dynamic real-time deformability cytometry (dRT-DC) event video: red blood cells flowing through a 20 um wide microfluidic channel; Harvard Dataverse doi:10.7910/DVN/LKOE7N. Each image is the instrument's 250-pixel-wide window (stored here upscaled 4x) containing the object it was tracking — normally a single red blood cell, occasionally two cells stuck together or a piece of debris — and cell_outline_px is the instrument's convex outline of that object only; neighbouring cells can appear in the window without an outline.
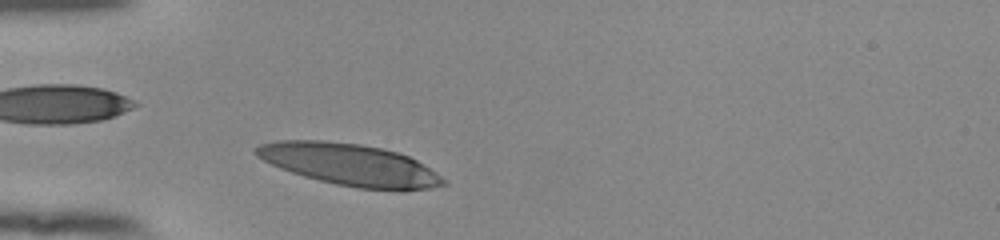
{"species": "human", "species_latin": "Homo sapiens", "temperature_condition": "room temperature", "stored_images_in_passage": 37, "camera_frame_rate_fps": 3000, "um_per_image_px": 0.085, "donor": {"sex": "female"}, "frame": {"image": 1, "passage_image": 3, "time_ms": 0.667, "image_size_px": [1000, 240], "cell_outline_px": [[448, 184], [432, 188], [360, 188], [336, 184], [304, 176], [280, 168], [256, 156], [252, 152], [260, 144], [276, 140], [320, 140], [360, 144], [384, 148], [408, 156], [416, 160], [436, 172], [448, 180]], "centroid_in_image_um": [29.7, 13.96], "position_along_channel_um": 55.3, "area_um2": 44.97}}
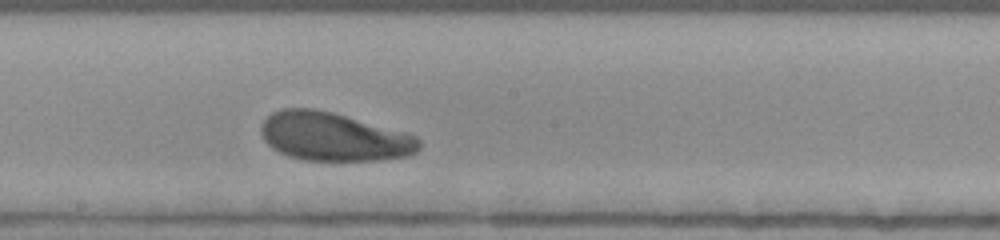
{"frame": {"image": 2, "passage_image": 17, "time_ms": 5.333, "image_size_px": [1000, 240], "cell_outline_px": [[420, 148], [416, 152], [408, 156], [380, 160], [304, 160], [288, 156], [272, 148], [264, 140], [260, 132], [260, 124], [272, 112], [280, 108], [316, 108], [332, 112], [404, 132], [416, 136], [420, 140]], "centroid_in_image_um": [28.33, 11.62], "position_along_channel_um": 219.9, "area_um2": 44.68}}
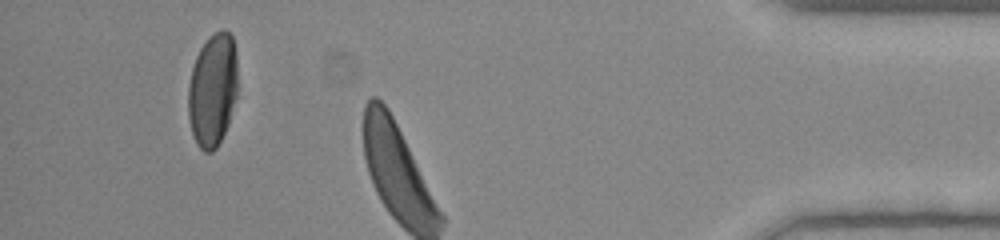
{"frame": {"image": 3, "passage_image": 34, "time_ms": 11.0, "image_size_px": [1000, 240], "cell_outline_px": [[236, 96], [228, 124], [216, 148], [212, 152], [204, 152], [196, 144], [192, 132], [188, 116], [188, 84], [192, 68], [196, 56], [200, 48], [220, 28], [224, 28], [232, 36], [236, 52]], "centroid_in_image_um": [18.06, 7.65], "position_along_channel_um": 417.1, "area_um2": 32.48}, "authors_computed_cell_mechanics": {"area_um2": 44.6794, "velocity_mm_per_s": 3.7755, "shape_relaxation_time_tau1_ms": 2.9241, "shape_relaxation_time_tau2_ms": null, "deformation_change_tau1": 0.1509, "deformation_change_tau2": null}}